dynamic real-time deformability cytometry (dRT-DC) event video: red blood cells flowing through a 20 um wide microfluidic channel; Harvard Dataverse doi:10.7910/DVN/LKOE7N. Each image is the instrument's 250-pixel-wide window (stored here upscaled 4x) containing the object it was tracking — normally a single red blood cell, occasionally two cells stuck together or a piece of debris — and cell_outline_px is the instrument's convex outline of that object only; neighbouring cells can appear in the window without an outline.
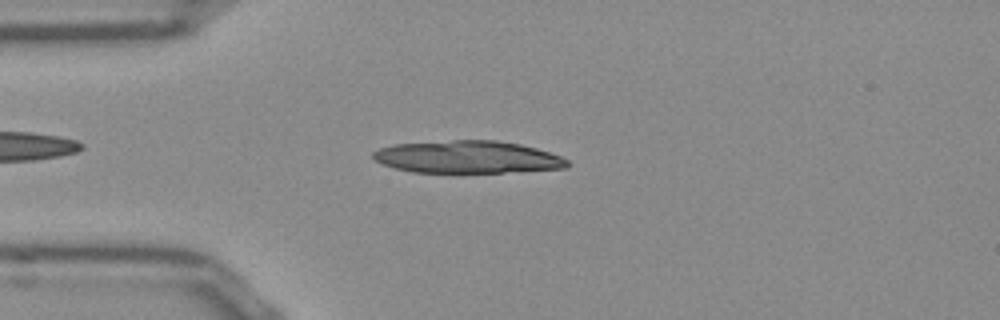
{"species": "Egyptian fruit bat (a non-hibernating species)", "species_latin": "Rousettus aegyptiacus", "temperature_condition": "room temperature", "stored_images_in_passage": 40, "camera_frame_rate_fps": 3000, "um_per_image_px": 0.085, "frame": {"image": 1, "passage_image": 2, "time_ms": 0.333, "image_size_px": [1000, 320], "cell_outline_px": [[568, 168], [504, 172], [412, 172], [396, 168], [384, 164], [376, 160], [372, 156], [372, 152], [380, 148], [396, 144], [452, 140], [496, 140], [520, 144], [536, 148], [560, 156], [568, 160]], "centroid_in_image_um": [39.75, 13.34], "position_along_channel_um": 45.2, "area_um2": 36.41}}